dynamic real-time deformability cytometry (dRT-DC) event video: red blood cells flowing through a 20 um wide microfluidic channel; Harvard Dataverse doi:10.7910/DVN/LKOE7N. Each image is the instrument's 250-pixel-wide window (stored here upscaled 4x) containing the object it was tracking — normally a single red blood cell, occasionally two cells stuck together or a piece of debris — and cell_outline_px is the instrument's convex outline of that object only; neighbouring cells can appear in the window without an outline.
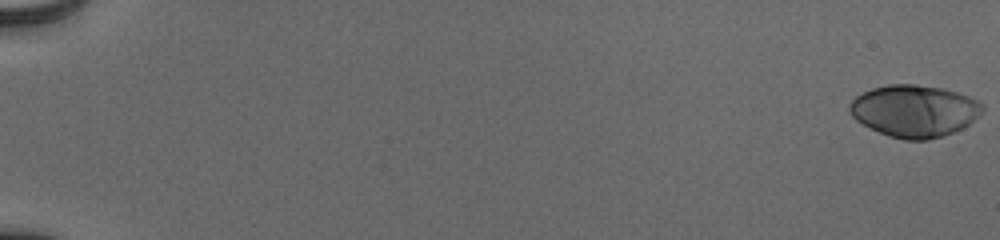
{"species": "human", "species_latin": "Homo sapiens", "temperature_condition": "cold", "stored_images_in_passage": 56, "camera_frame_rate_fps": 3000, "um_per_image_px": 0.085, "donor": {"sex": "male"}, "frame": {"image": 1, "passage_image": 1, "time_ms": 0.0, "image_size_px": [1000, 240], "cell_outline_px": [[984, 108], [968, 124], [944, 136], [928, 140], [904, 140], [888, 136], [856, 120], [852, 116], [848, 108], [848, 104], [856, 96], [872, 88], [888, 84], [916, 84], [944, 88], [968, 96], [984, 104]], "centroid_in_image_um": [77.7, 9.42], "position_along_channel_um": 7.3, "area_um2": 40.11}}
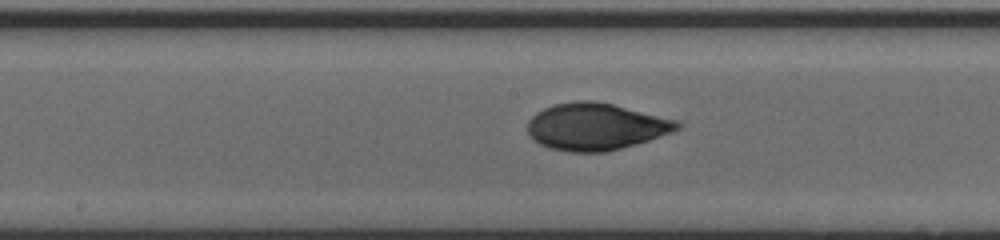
{"frame": {"image": 2, "passage_image": 32, "time_ms": 10.333, "image_size_px": [1000, 240], "cell_outline_px": [[684, 124], [680, 128], [672, 132], [636, 144], [608, 152], [568, 152], [548, 148], [532, 140], [528, 136], [528, 120], [536, 112], [552, 104], [576, 100], [592, 100], [612, 104], [680, 120]], "centroid_in_image_um": [50.64, 10.76], "position_along_channel_um": 197.6, "area_um2": 41.5}}
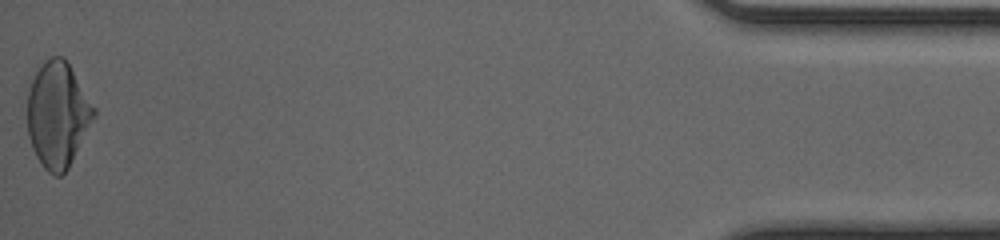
{"frame": {"image": 3, "passage_image": 56, "time_ms": 18.333, "image_size_px": [1000, 240], "cell_outline_px": [[96, 116], [68, 168], [60, 176], [52, 176], [44, 168], [36, 156], [32, 148], [28, 136], [28, 92], [36, 64], [52, 56], [64, 56], [96, 108]], "centroid_in_image_um": [4.9, 9.71], "position_along_channel_um": 430.3, "area_um2": 41.38}, "authors_computed_cell_mechanics": {"area_um2": 39.9398, "velocity_mm_per_s": 3.9105, "shape_relaxation_time_tau1_ms": 4.8421, "shape_relaxation_time_tau2_ms": 0.8155, "deformation_change_tau1": 0.1916, "deformation_change_tau2": 0.0382}}